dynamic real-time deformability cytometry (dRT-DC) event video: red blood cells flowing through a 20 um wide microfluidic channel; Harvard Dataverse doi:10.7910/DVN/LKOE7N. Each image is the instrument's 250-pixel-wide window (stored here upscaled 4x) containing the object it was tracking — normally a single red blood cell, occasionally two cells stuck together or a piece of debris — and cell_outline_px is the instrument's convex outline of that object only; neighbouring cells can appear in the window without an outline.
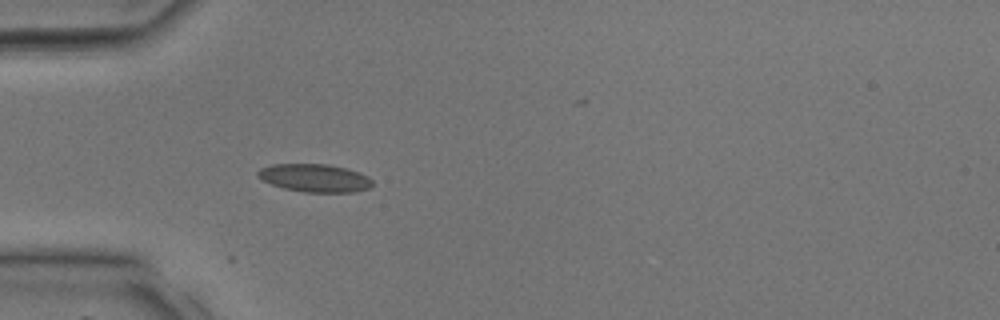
{"species": "common noctule bat (a hibernating species)", "species_latin": "Nyctalus noctula", "temperature_condition": "room temperature", "stored_images_in_passage": 2, "camera_frame_rate_fps": 3000, "um_per_image_px": 0.085, "animal": {"sex": "male", "body_mass_g": 17.9, "forearm_length_mm": 54.2}, "frame": {"image": 1, "passage_image": 2, "time_ms": 0.333, "image_size_px": [1000, 320], "cell_outline_px": [[372, 184], [368, 188], [356, 192], [304, 192], [284, 188], [272, 184], [256, 176], [256, 172], [260, 168], [272, 164], [328, 164], [344, 168], [368, 176], [372, 180]], "centroid_in_image_um": [26.72, 15.13], "position_along_channel_um": 58.3, "area_um2": 18.55}}